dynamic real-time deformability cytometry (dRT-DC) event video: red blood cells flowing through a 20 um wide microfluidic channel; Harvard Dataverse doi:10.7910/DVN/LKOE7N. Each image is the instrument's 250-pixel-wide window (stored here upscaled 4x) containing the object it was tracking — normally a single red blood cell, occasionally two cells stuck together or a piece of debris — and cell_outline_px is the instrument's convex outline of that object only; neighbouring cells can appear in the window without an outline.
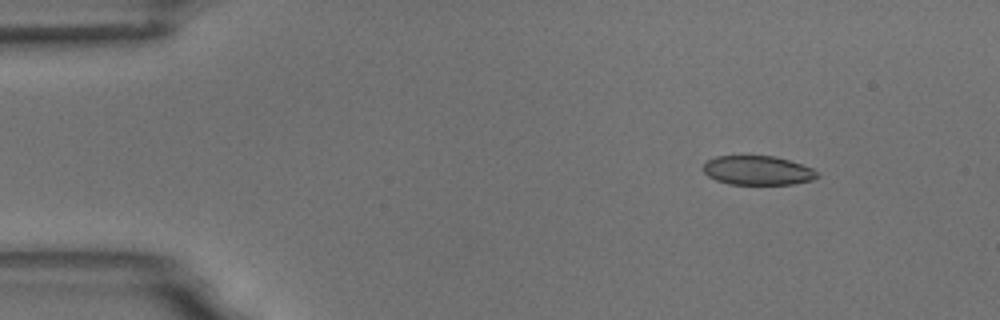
{"species": "common noctule bat (a hibernating species)", "species_latin": "Nyctalus noctula", "temperature_condition": "room temperature", "stored_images_in_passage": 8, "camera_frame_rate_fps": 3000, "um_per_image_px": 0.085, "animal": {"sex": "male", "body_mass_g": 18.8}, "frame": {"image": 1, "passage_image": 2, "time_ms": 2.0, "image_size_px": [1000, 320], "cell_outline_px": [[820, 176], [812, 180], [792, 184], [728, 184], [716, 180], [708, 176], [704, 172], [704, 164], [708, 160], [716, 156], [776, 156], [812, 168], [820, 172]], "centroid_in_image_um": [64.43, 14.49], "position_along_channel_um": 20.6, "area_um2": 19.36}}
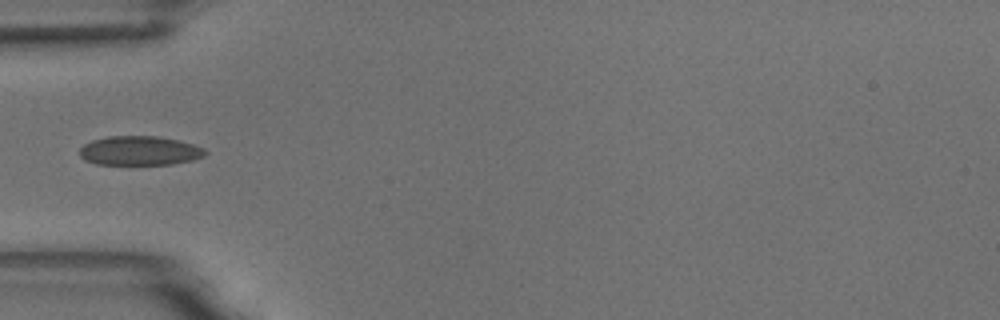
{"frame": {"image": 2, "passage_image": 5, "time_ms": 5.667, "image_size_px": [1000, 320], "cell_outline_px": [[208, 152], [204, 156], [192, 160], [172, 164], [96, 164], [84, 160], [80, 156], [80, 148], [84, 144], [92, 140], [108, 136], [156, 136], [176, 140], [192, 144], [204, 148]], "centroid_in_image_um": [11.85, 12.81], "position_along_channel_um": 73.1, "area_um2": 21.33}}